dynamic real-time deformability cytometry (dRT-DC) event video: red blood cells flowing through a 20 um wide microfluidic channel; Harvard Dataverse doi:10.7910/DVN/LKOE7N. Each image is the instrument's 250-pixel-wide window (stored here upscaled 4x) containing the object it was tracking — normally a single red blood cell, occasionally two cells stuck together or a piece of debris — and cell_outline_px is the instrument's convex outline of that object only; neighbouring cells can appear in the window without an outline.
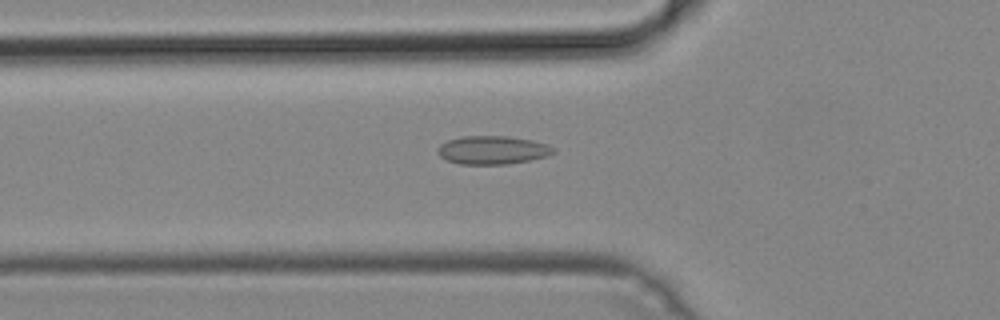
{"species": "common noctule bat (a hibernating species)", "species_latin": "Nyctalus noctula", "temperature_condition": "cold", "stored_images_in_passage": 44, "camera_frame_rate_fps": 3000, "um_per_image_px": 0.085, "animal": {"sex": "male", "body_mass_g": 19.2, "forearm_length_mm": 51.8}, "frame": {"image": 1, "passage_image": 11, "time_ms": 3.333, "image_size_px": [1000, 320], "cell_outline_px": [[556, 152], [532, 160], [508, 164], [460, 164], [448, 160], [440, 156], [436, 152], [440, 144], [448, 140], [464, 136], [508, 136], [532, 140], [548, 144]], "centroid_in_image_um": [41.86, 12.75], "position_along_channel_um": 83.9, "area_um2": 19.07}}
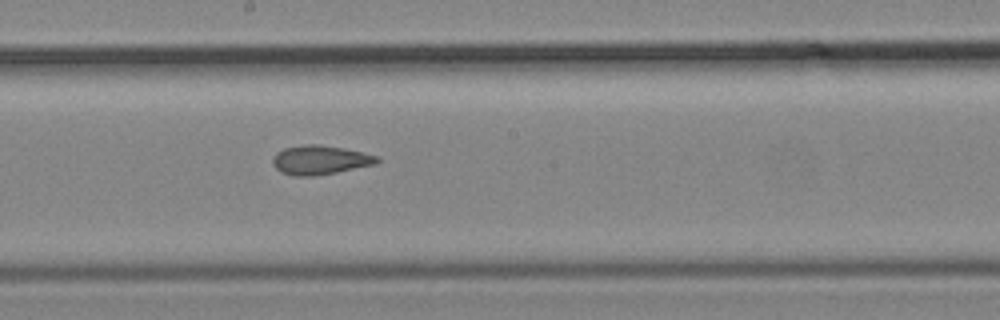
{"frame": {"image": 2, "passage_image": 21, "time_ms": 6.667, "image_size_px": [1000, 320], "cell_outline_px": [[380, 160], [376, 164], [336, 172], [312, 176], [296, 176], [280, 172], [272, 164], [272, 156], [276, 152], [284, 148], [304, 144], [320, 144], [344, 148], [376, 156]], "centroid_in_image_um": [27.15, 13.59], "position_along_channel_um": 221.1, "area_um2": 17.69}}
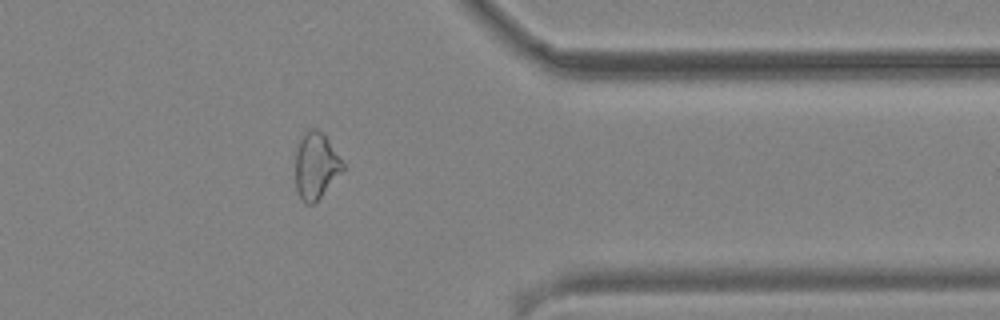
{"frame": {"image": 3, "passage_image": 34, "time_ms": 11.0, "image_size_px": [1000, 320], "cell_outline_px": [[344, 168], [316, 204], [304, 204], [296, 188], [296, 152], [300, 140], [304, 132], [308, 128], [316, 128], [324, 132], [344, 164]], "centroid_in_image_um": [26.85, 14.08], "position_along_channel_um": 384.5, "area_um2": 18.44}}